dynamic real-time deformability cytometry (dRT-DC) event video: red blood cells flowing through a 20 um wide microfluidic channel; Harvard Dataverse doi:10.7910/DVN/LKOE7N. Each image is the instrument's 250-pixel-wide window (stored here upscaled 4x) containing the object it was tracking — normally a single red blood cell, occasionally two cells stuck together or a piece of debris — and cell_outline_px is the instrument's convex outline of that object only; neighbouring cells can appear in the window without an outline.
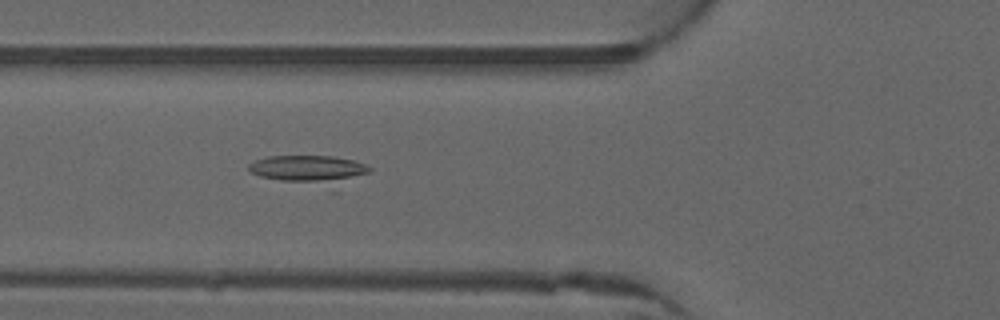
{"species": "common noctule bat (a hibernating species)", "species_latin": "Nyctalus noctula", "temperature_condition": "warm", "stored_images_in_passage": 51, "camera_frame_rate_fps": 3000, "um_per_image_px": 0.085, "animal": {"sex": "male", "forearm_length_mm": 52.5}, "frame": {"image": 1, "passage_image": 19, "time_ms": 6.0, "image_size_px": [1000, 320], "cell_outline_px": [[372, 168], [368, 172], [336, 192], [328, 192], [260, 176], [252, 172], [248, 168], [248, 164], [256, 160], [268, 156], [332, 156], [352, 160], [368, 164]], "centroid_in_image_um": [26.43, 14.53], "position_along_channel_um": 99.4, "area_um2": 21.91}}
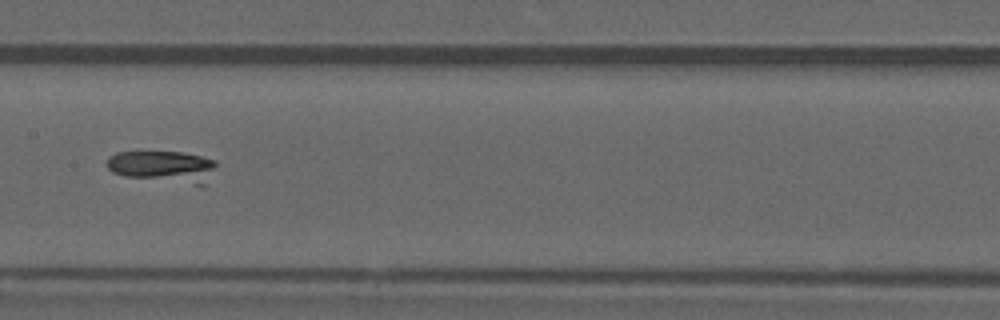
{"frame": {"image": 2, "passage_image": 26, "time_ms": 8.333, "image_size_px": [1000, 320], "cell_outline_px": [[216, 164], [204, 184], [200, 188], [124, 176], [112, 172], [104, 164], [108, 156], [116, 152], [184, 152], [216, 160]], "centroid_in_image_um": [13.84, 14.2], "position_along_channel_um": 193.6, "area_um2": 20.92}}
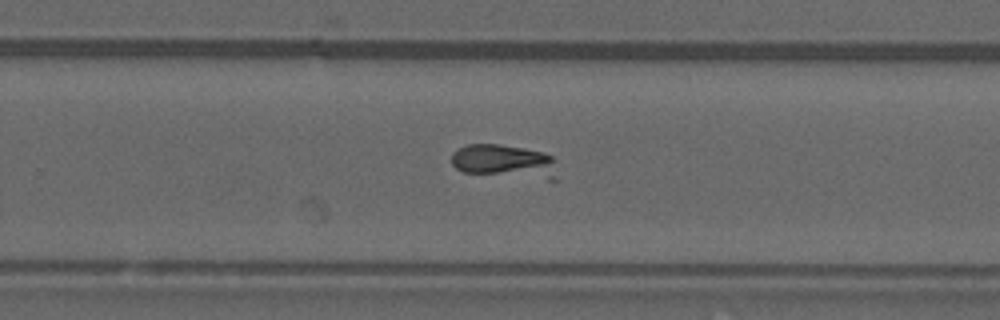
{"frame": {"image": 3, "passage_image": 33, "time_ms": 10.667, "image_size_px": [1000, 320], "cell_outline_px": [[552, 160], [544, 168], [496, 172], [464, 172], [456, 168], [452, 164], [452, 152], [468, 144], [500, 144], [524, 148], [544, 152], [552, 156]], "centroid_in_image_um": [42.33, 13.47], "position_along_channel_um": 287.5, "area_um2": 16.53}}